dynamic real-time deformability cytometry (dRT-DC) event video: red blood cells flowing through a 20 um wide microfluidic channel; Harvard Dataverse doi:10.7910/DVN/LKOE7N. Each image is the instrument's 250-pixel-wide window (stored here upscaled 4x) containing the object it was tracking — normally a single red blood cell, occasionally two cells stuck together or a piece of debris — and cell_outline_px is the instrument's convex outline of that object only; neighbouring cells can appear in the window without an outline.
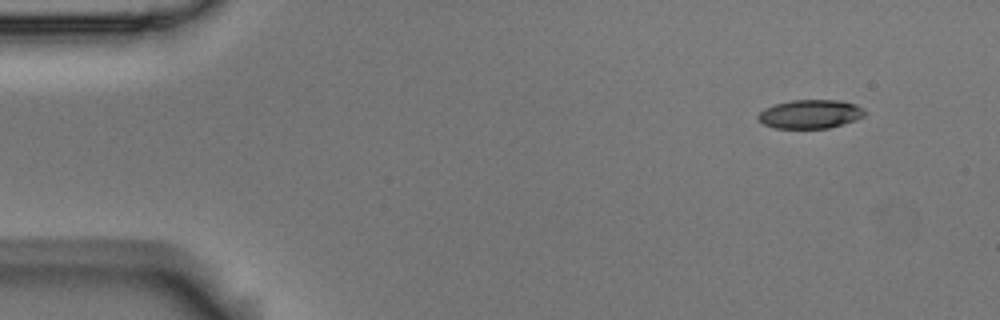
{"species": "Egyptian fruit bat (a non-hibernating species)", "species_latin": "Rousettus aegyptiacus", "temperature_condition": "room temperature", "stored_images_in_passage": 4, "camera_frame_rate_fps": 3000, "um_per_image_px": 0.085, "animal": {"sex": "male"}, "frame": {"image": 1, "passage_image": 1, "time_ms": 0.0, "image_size_px": [1000, 320], "cell_outline_px": [[864, 116], [856, 120], [844, 124], [828, 128], [776, 128], [764, 124], [756, 116], [764, 108], [776, 104], [792, 100], [836, 100], [856, 104], [864, 108]], "centroid_in_image_um": [68.89, 9.69], "position_along_channel_um": 16.1, "area_um2": 17.8}}
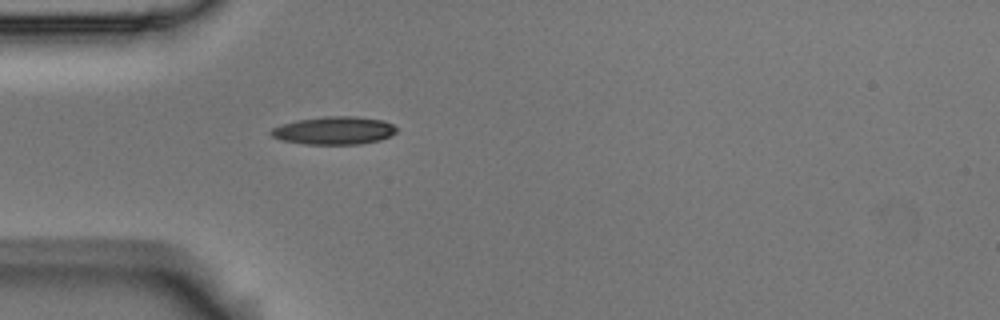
{"frame": {"image": 2, "passage_image": 4, "time_ms": 1.0, "image_size_px": [1000, 320], "cell_outline_px": [[396, 132], [380, 140], [360, 144], [304, 144], [280, 140], [272, 136], [268, 132], [272, 128], [296, 120], [324, 116], [356, 116], [380, 120], [392, 124], [396, 128]], "centroid_in_image_um": [28.36, 11.09], "position_along_channel_um": 56.6, "area_um2": 20.35}}